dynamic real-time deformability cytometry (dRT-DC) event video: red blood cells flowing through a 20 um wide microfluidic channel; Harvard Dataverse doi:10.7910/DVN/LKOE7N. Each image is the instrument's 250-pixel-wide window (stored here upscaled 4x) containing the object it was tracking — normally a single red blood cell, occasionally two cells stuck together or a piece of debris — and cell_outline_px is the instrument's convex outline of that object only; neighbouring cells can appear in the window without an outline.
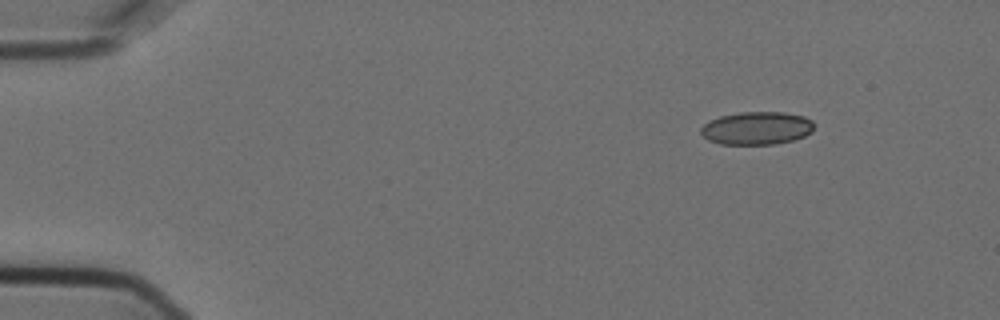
{"species": "Egyptian fruit bat (a non-hibernating species)", "species_latin": "Rousettus aegyptiacus", "temperature_condition": "cold", "stored_images_in_passage": 3, "camera_frame_rate_fps": 3000, "um_per_image_px": 0.085, "animal": {"sex": "female"}, "frame": {"image": 1, "passage_image": 1, "time_ms": 0.0, "image_size_px": [1000, 320], "cell_outline_px": [[816, 124], [812, 132], [804, 136], [792, 140], [776, 144], [720, 144], [708, 140], [700, 132], [700, 128], [708, 120], [720, 116], [740, 112], [784, 112], [804, 116], [812, 120]], "centroid_in_image_um": [64.33, 10.89], "position_along_channel_um": 20.7, "area_um2": 21.96}}